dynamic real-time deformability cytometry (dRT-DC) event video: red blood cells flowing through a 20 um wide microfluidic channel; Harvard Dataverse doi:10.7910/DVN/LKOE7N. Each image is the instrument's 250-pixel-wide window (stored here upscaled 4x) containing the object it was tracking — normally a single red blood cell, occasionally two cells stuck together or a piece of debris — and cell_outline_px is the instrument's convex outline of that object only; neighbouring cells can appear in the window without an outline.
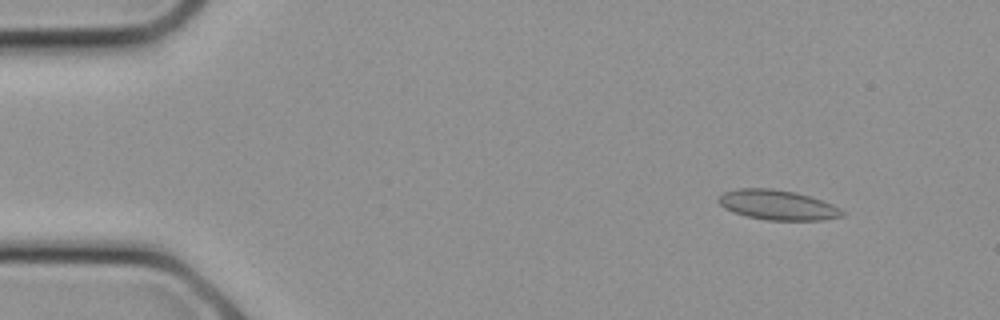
{"species": "common noctule bat (a hibernating species)", "species_latin": "Nyctalus noctula", "temperature_condition": "cold", "stored_images_in_passage": 9, "camera_frame_rate_fps": 3000, "um_per_image_px": 0.085, "animal": {"sex": "female", "body_mass_g": 21.9}, "frame": {"image": 1, "passage_image": 3, "time_ms": 0.667, "image_size_px": [1000, 320], "cell_outline_px": [[844, 216], [820, 220], [768, 220], [748, 216], [724, 208], [716, 200], [724, 192], [740, 188], [772, 188], [796, 192], [832, 204], [844, 212]], "centroid_in_image_um": [66.08, 17.41], "position_along_channel_um": 18.9, "area_um2": 21.27}}
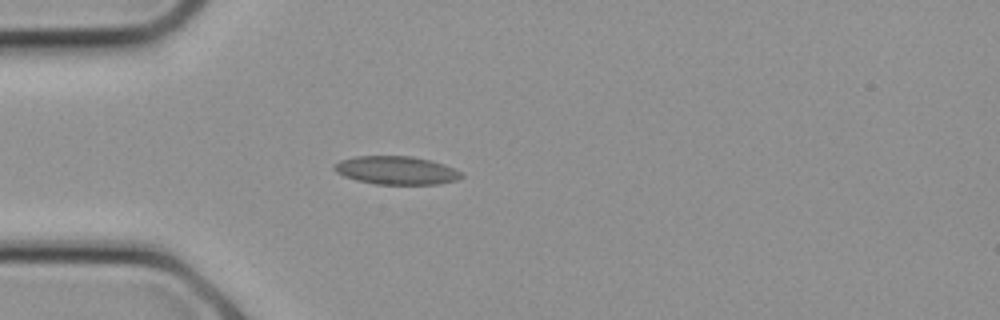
{"frame": {"image": 2, "passage_image": 7, "time_ms": 2.0, "image_size_px": [1000, 320], "cell_outline_px": [[464, 176], [456, 180], [440, 184], [376, 184], [356, 180], [344, 176], [336, 172], [332, 168], [332, 164], [340, 160], [356, 156], [412, 156], [432, 160], [444, 164], [460, 172]], "centroid_in_image_um": [33.65, 14.47], "position_along_channel_um": 51.3, "area_um2": 21.04}}
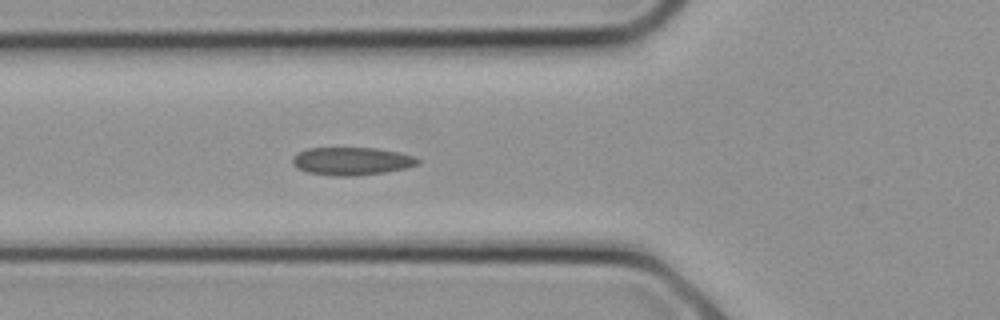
{"frame": {"image": 3, "passage_image": 9, "time_ms": 2.667, "image_size_px": [1000, 320], "cell_outline_px": [[420, 164], [404, 168], [384, 172], [352, 176], [332, 176], [308, 172], [296, 168], [292, 164], [292, 156], [296, 152], [308, 148], [376, 148], [416, 156], [420, 160]], "centroid_in_image_um": [29.85, 13.69], "position_along_channel_um": 95.9, "area_um2": 20.46}}